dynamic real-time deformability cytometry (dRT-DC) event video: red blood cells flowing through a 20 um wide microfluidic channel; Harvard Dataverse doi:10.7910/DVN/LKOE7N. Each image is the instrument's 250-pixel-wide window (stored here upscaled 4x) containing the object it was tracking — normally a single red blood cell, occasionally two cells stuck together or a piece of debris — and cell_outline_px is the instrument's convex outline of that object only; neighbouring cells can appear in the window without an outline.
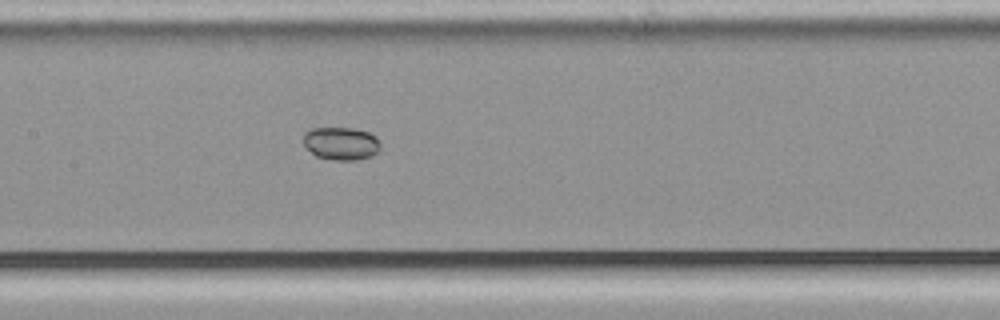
{"species": "common noctule bat (a hibernating species)", "species_latin": "Nyctalus noctula", "temperature_condition": "cold", "stored_images_in_passage": 48, "segment_of_instrument_passage": [2, 2], "camera_frame_rate_fps": 3000, "um_per_image_px": 0.085, "animal": {"sex": "male", "body_mass_g": 21.5, "forearm_length_mm": 52.0}, "frame": {"image": 1, "passage_image": 20, "time_ms": 6.333, "image_size_px": [1000, 320], "cell_outline_px": [[380, 148], [372, 156], [356, 160], [332, 160], [316, 156], [304, 144], [304, 132], [312, 128], [352, 128], [368, 132], [376, 136], [380, 144]], "centroid_in_image_um": [29.0, 12.19], "position_along_channel_um": 178.4, "area_um2": 14.74}}
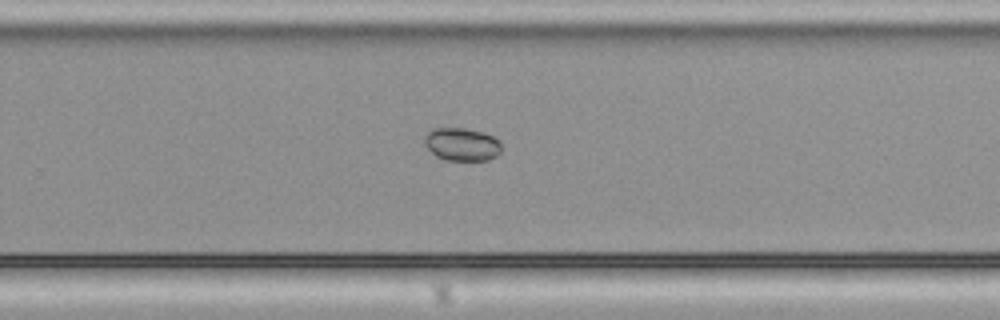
{"frame": {"image": 2, "passage_image": 29, "time_ms": 9.333, "image_size_px": [1000, 320], "cell_outline_px": [[500, 152], [496, 156], [488, 160], [444, 160], [436, 156], [424, 144], [424, 136], [432, 128], [464, 128], [484, 132], [496, 136], [500, 140]], "centroid_in_image_um": [39.27, 12.25], "position_along_channel_um": 290.5, "area_um2": 14.97}}
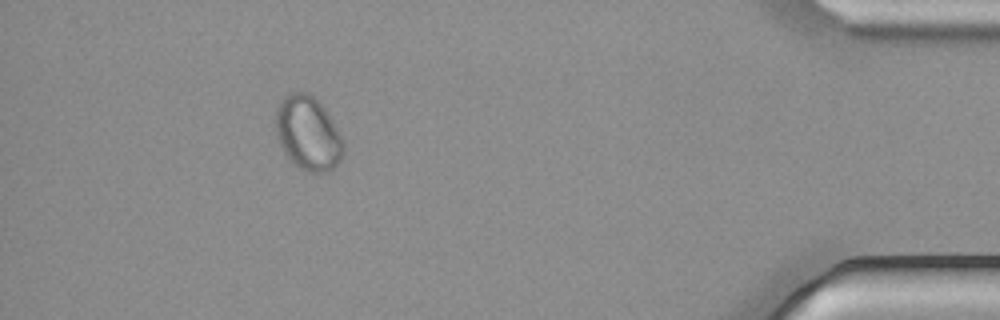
{"frame": {"image": 3, "passage_image": 43, "time_ms": 14.0, "image_size_px": [1000, 320], "cell_outline_px": [[344, 152], [340, 160], [328, 172], [308, 172], [292, 164], [288, 160], [276, 136], [276, 108], [280, 100], [288, 92], [304, 92], [312, 96], [324, 108], [332, 120], [344, 144]], "centroid_in_image_um": [26.15, 11.34], "position_along_channel_um": 409.1, "area_um2": 29.19}}